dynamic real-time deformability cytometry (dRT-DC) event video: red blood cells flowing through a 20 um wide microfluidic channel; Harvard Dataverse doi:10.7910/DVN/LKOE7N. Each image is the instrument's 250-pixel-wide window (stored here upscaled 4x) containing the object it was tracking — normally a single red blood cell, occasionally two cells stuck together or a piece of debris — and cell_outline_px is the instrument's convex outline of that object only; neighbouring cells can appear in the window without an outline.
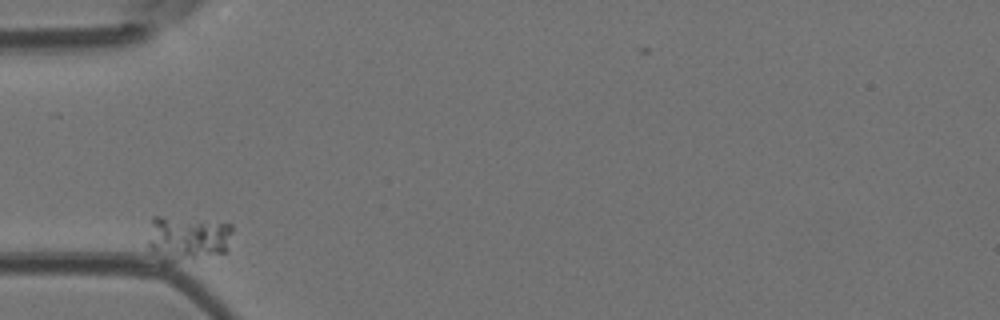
{"species": "Egyptian fruit bat (a non-hibernating species)", "species_latin": "Rousettus aegyptiacus", "temperature_condition": "room temperature", "stored_images_in_passage": 2, "camera_frame_rate_fps": 3000, "um_per_image_px": 0.085, "animal": {"sex": "female"}, "frame": {"image": 1, "passage_image": 1, "time_ms": 0.0, "image_size_px": [1000, 320], "cell_outline_px": [[232, 232], [228, 252], [168, 264], [164, 264], [148, 248], [148, 240], [152, 216], [160, 216], [232, 224]], "centroid_in_image_um": [15.92, 20.3], "position_along_channel_um": 69.1, "area_um2": 22.54}}